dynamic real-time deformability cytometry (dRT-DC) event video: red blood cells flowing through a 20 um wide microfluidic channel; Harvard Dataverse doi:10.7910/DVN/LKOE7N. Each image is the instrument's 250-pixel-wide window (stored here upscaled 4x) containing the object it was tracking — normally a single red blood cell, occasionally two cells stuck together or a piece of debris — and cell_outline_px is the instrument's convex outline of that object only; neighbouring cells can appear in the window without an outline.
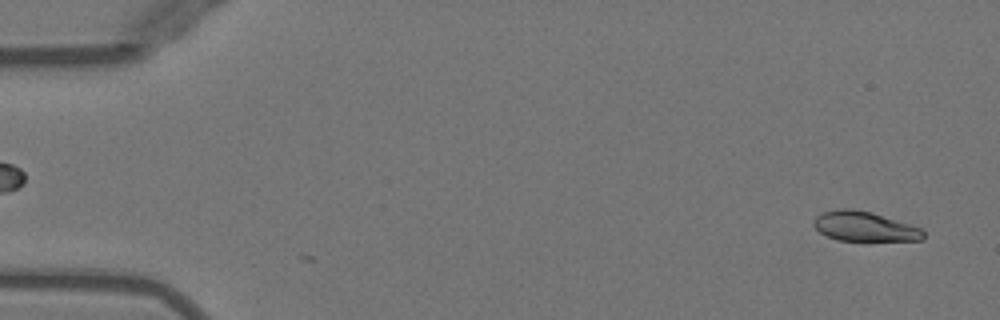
{"species": "Egyptian fruit bat (a non-hibernating species)", "species_latin": "Rousettus aegyptiacus", "temperature_condition": "warm", "stored_images_in_passage": 2, "camera_frame_rate_fps": 3000, "um_per_image_px": 0.085, "animal": {"sex": "female"}, "frame": {"image": 1, "passage_image": 2, "time_ms": 0.333, "image_size_px": [1000, 320], "cell_outline_px": [[924, 236], [920, 240], [836, 240], [820, 232], [812, 224], [812, 220], [820, 212], [836, 208], [852, 208], [872, 212], [920, 228], [924, 232]], "centroid_in_image_um": [73.4, 19.22], "position_along_channel_um": 11.6, "area_um2": 18.9}}